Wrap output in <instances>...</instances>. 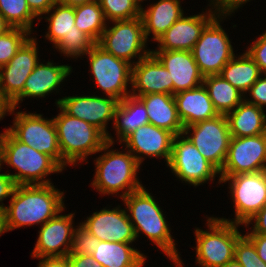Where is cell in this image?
<instances>
[{
  "mask_svg": "<svg viewBox=\"0 0 266 267\" xmlns=\"http://www.w3.org/2000/svg\"><path fill=\"white\" fill-rule=\"evenodd\" d=\"M64 192L52 183L44 185H16L5 206L4 217L7 231L34 224L44 225L61 213L64 208Z\"/></svg>",
  "mask_w": 266,
  "mask_h": 267,
  "instance_id": "obj_1",
  "label": "cell"
},
{
  "mask_svg": "<svg viewBox=\"0 0 266 267\" xmlns=\"http://www.w3.org/2000/svg\"><path fill=\"white\" fill-rule=\"evenodd\" d=\"M6 163L18 171L9 174L16 185H44L50 173L62 172V168L49 156L18 141L7 129L0 143V164Z\"/></svg>",
  "mask_w": 266,
  "mask_h": 267,
  "instance_id": "obj_2",
  "label": "cell"
},
{
  "mask_svg": "<svg viewBox=\"0 0 266 267\" xmlns=\"http://www.w3.org/2000/svg\"><path fill=\"white\" fill-rule=\"evenodd\" d=\"M128 217L137 237L139 232L144 233L151 241L159 247L166 256L179 255L175 248L174 239L170 234V229L165 220L163 211L157 205L151 194L145 190L144 186L127 196L123 197ZM133 219V220H132Z\"/></svg>",
  "mask_w": 266,
  "mask_h": 267,
  "instance_id": "obj_3",
  "label": "cell"
},
{
  "mask_svg": "<svg viewBox=\"0 0 266 267\" xmlns=\"http://www.w3.org/2000/svg\"><path fill=\"white\" fill-rule=\"evenodd\" d=\"M112 145L113 143L107 142L100 150V152L105 151L104 154L94 160L96 161V172L91 184L104 195H114L122 191L120 196L122 199L143 187L136 178L140 164L128 150L125 153L113 149L108 150Z\"/></svg>",
  "mask_w": 266,
  "mask_h": 267,
  "instance_id": "obj_4",
  "label": "cell"
},
{
  "mask_svg": "<svg viewBox=\"0 0 266 267\" xmlns=\"http://www.w3.org/2000/svg\"><path fill=\"white\" fill-rule=\"evenodd\" d=\"M60 110L53 120L62 158L74 166L85 161L87 156L100 152L108 142L107 136L96 126Z\"/></svg>",
  "mask_w": 266,
  "mask_h": 267,
  "instance_id": "obj_5",
  "label": "cell"
},
{
  "mask_svg": "<svg viewBox=\"0 0 266 267\" xmlns=\"http://www.w3.org/2000/svg\"><path fill=\"white\" fill-rule=\"evenodd\" d=\"M208 230L195 229L196 263L202 267H221L234 259L237 240L242 236L240 224L210 217Z\"/></svg>",
  "mask_w": 266,
  "mask_h": 267,
  "instance_id": "obj_6",
  "label": "cell"
},
{
  "mask_svg": "<svg viewBox=\"0 0 266 267\" xmlns=\"http://www.w3.org/2000/svg\"><path fill=\"white\" fill-rule=\"evenodd\" d=\"M18 141L49 155L63 170L68 163L62 158L53 119L41 114L16 112L13 126L7 129Z\"/></svg>",
  "mask_w": 266,
  "mask_h": 267,
  "instance_id": "obj_7",
  "label": "cell"
},
{
  "mask_svg": "<svg viewBox=\"0 0 266 267\" xmlns=\"http://www.w3.org/2000/svg\"><path fill=\"white\" fill-rule=\"evenodd\" d=\"M37 49L36 39L30 36L12 59L0 68V95L9 105L7 114L13 113L23 101L25 81L39 63Z\"/></svg>",
  "mask_w": 266,
  "mask_h": 267,
  "instance_id": "obj_8",
  "label": "cell"
},
{
  "mask_svg": "<svg viewBox=\"0 0 266 267\" xmlns=\"http://www.w3.org/2000/svg\"><path fill=\"white\" fill-rule=\"evenodd\" d=\"M218 183L230 180V192L235 206V219L222 220L246 224L266 204V171L256 173L219 176Z\"/></svg>",
  "mask_w": 266,
  "mask_h": 267,
  "instance_id": "obj_9",
  "label": "cell"
},
{
  "mask_svg": "<svg viewBox=\"0 0 266 267\" xmlns=\"http://www.w3.org/2000/svg\"><path fill=\"white\" fill-rule=\"evenodd\" d=\"M90 70L96 85L109 97L119 101L128 97V82L131 84L132 65L115 57L95 44L87 53Z\"/></svg>",
  "mask_w": 266,
  "mask_h": 267,
  "instance_id": "obj_10",
  "label": "cell"
},
{
  "mask_svg": "<svg viewBox=\"0 0 266 267\" xmlns=\"http://www.w3.org/2000/svg\"><path fill=\"white\" fill-rule=\"evenodd\" d=\"M112 22L114 26L111 28L106 26L99 41L96 43L103 50L131 65L134 64V62L131 63V59L136 58L137 54L139 61L151 53V50H145L147 40L144 35L141 17Z\"/></svg>",
  "mask_w": 266,
  "mask_h": 267,
  "instance_id": "obj_11",
  "label": "cell"
},
{
  "mask_svg": "<svg viewBox=\"0 0 266 267\" xmlns=\"http://www.w3.org/2000/svg\"><path fill=\"white\" fill-rule=\"evenodd\" d=\"M218 18V19H217ZM216 16L202 31L191 52L203 76L220 74L235 56L228 35Z\"/></svg>",
  "mask_w": 266,
  "mask_h": 267,
  "instance_id": "obj_12",
  "label": "cell"
},
{
  "mask_svg": "<svg viewBox=\"0 0 266 267\" xmlns=\"http://www.w3.org/2000/svg\"><path fill=\"white\" fill-rule=\"evenodd\" d=\"M183 135H186L205 159L219 171L222 169L231 140L226 115H218L213 119L184 127Z\"/></svg>",
  "mask_w": 266,
  "mask_h": 267,
  "instance_id": "obj_13",
  "label": "cell"
},
{
  "mask_svg": "<svg viewBox=\"0 0 266 267\" xmlns=\"http://www.w3.org/2000/svg\"><path fill=\"white\" fill-rule=\"evenodd\" d=\"M167 166L180 180L199 186L213 181L219 170L211 164L183 134L175 135Z\"/></svg>",
  "mask_w": 266,
  "mask_h": 267,
  "instance_id": "obj_14",
  "label": "cell"
},
{
  "mask_svg": "<svg viewBox=\"0 0 266 267\" xmlns=\"http://www.w3.org/2000/svg\"><path fill=\"white\" fill-rule=\"evenodd\" d=\"M266 171V133L257 136L231 137L220 176Z\"/></svg>",
  "mask_w": 266,
  "mask_h": 267,
  "instance_id": "obj_15",
  "label": "cell"
},
{
  "mask_svg": "<svg viewBox=\"0 0 266 267\" xmlns=\"http://www.w3.org/2000/svg\"><path fill=\"white\" fill-rule=\"evenodd\" d=\"M56 104L66 114L96 126L107 136L108 142L114 143L106 125L114 121L119 100L109 96H68L57 100Z\"/></svg>",
  "mask_w": 266,
  "mask_h": 267,
  "instance_id": "obj_16",
  "label": "cell"
},
{
  "mask_svg": "<svg viewBox=\"0 0 266 267\" xmlns=\"http://www.w3.org/2000/svg\"><path fill=\"white\" fill-rule=\"evenodd\" d=\"M125 209L103 208L80 225L100 241L132 243L136 240L133 225Z\"/></svg>",
  "mask_w": 266,
  "mask_h": 267,
  "instance_id": "obj_17",
  "label": "cell"
},
{
  "mask_svg": "<svg viewBox=\"0 0 266 267\" xmlns=\"http://www.w3.org/2000/svg\"><path fill=\"white\" fill-rule=\"evenodd\" d=\"M59 214L40 227L32 258L67 256L70 253L75 231L72 225L74 213Z\"/></svg>",
  "mask_w": 266,
  "mask_h": 267,
  "instance_id": "obj_18",
  "label": "cell"
},
{
  "mask_svg": "<svg viewBox=\"0 0 266 267\" xmlns=\"http://www.w3.org/2000/svg\"><path fill=\"white\" fill-rule=\"evenodd\" d=\"M174 136L172 132L149 123L140 126L122 142L126 144L125 147L128 148V151L136 158L140 165L144 160L141 155L157 158L162 157L165 158L166 164H168L171 157Z\"/></svg>",
  "mask_w": 266,
  "mask_h": 267,
  "instance_id": "obj_19",
  "label": "cell"
},
{
  "mask_svg": "<svg viewBox=\"0 0 266 267\" xmlns=\"http://www.w3.org/2000/svg\"><path fill=\"white\" fill-rule=\"evenodd\" d=\"M151 53L168 70L173 82V95L203 84L204 76L191 51L153 50Z\"/></svg>",
  "mask_w": 266,
  "mask_h": 267,
  "instance_id": "obj_20",
  "label": "cell"
},
{
  "mask_svg": "<svg viewBox=\"0 0 266 267\" xmlns=\"http://www.w3.org/2000/svg\"><path fill=\"white\" fill-rule=\"evenodd\" d=\"M131 85L133 92H129L132 96L154 93L173 95L169 72L152 53L132 65Z\"/></svg>",
  "mask_w": 266,
  "mask_h": 267,
  "instance_id": "obj_21",
  "label": "cell"
},
{
  "mask_svg": "<svg viewBox=\"0 0 266 267\" xmlns=\"http://www.w3.org/2000/svg\"><path fill=\"white\" fill-rule=\"evenodd\" d=\"M179 18L156 42L157 50L191 51L205 27L217 16L216 11Z\"/></svg>",
  "mask_w": 266,
  "mask_h": 267,
  "instance_id": "obj_22",
  "label": "cell"
},
{
  "mask_svg": "<svg viewBox=\"0 0 266 267\" xmlns=\"http://www.w3.org/2000/svg\"><path fill=\"white\" fill-rule=\"evenodd\" d=\"M173 96L178 116L184 127L213 119L219 115L203 84L190 90L181 91Z\"/></svg>",
  "mask_w": 266,
  "mask_h": 267,
  "instance_id": "obj_23",
  "label": "cell"
},
{
  "mask_svg": "<svg viewBox=\"0 0 266 267\" xmlns=\"http://www.w3.org/2000/svg\"><path fill=\"white\" fill-rule=\"evenodd\" d=\"M135 97L144 103L150 124L168 130L174 135L183 134L184 126L178 116L172 94L154 93Z\"/></svg>",
  "mask_w": 266,
  "mask_h": 267,
  "instance_id": "obj_24",
  "label": "cell"
},
{
  "mask_svg": "<svg viewBox=\"0 0 266 267\" xmlns=\"http://www.w3.org/2000/svg\"><path fill=\"white\" fill-rule=\"evenodd\" d=\"M141 8L144 35L146 40L153 34L154 41H157L179 18L184 15L180 6V0H159L151 4L147 10Z\"/></svg>",
  "mask_w": 266,
  "mask_h": 267,
  "instance_id": "obj_25",
  "label": "cell"
},
{
  "mask_svg": "<svg viewBox=\"0 0 266 267\" xmlns=\"http://www.w3.org/2000/svg\"><path fill=\"white\" fill-rule=\"evenodd\" d=\"M72 67L68 65H54L38 63L25 81L23 98L45 97L55 91L63 80L70 75Z\"/></svg>",
  "mask_w": 266,
  "mask_h": 267,
  "instance_id": "obj_26",
  "label": "cell"
},
{
  "mask_svg": "<svg viewBox=\"0 0 266 267\" xmlns=\"http://www.w3.org/2000/svg\"><path fill=\"white\" fill-rule=\"evenodd\" d=\"M231 137L257 136L266 133L264 109L245 99L227 115Z\"/></svg>",
  "mask_w": 266,
  "mask_h": 267,
  "instance_id": "obj_27",
  "label": "cell"
},
{
  "mask_svg": "<svg viewBox=\"0 0 266 267\" xmlns=\"http://www.w3.org/2000/svg\"><path fill=\"white\" fill-rule=\"evenodd\" d=\"M130 244L100 241L91 255L103 267H142L146 256Z\"/></svg>",
  "mask_w": 266,
  "mask_h": 267,
  "instance_id": "obj_28",
  "label": "cell"
},
{
  "mask_svg": "<svg viewBox=\"0 0 266 267\" xmlns=\"http://www.w3.org/2000/svg\"><path fill=\"white\" fill-rule=\"evenodd\" d=\"M146 124H149L147 110L138 97L129 95L119 101L115 111L114 128L120 143L133 131Z\"/></svg>",
  "mask_w": 266,
  "mask_h": 267,
  "instance_id": "obj_29",
  "label": "cell"
},
{
  "mask_svg": "<svg viewBox=\"0 0 266 267\" xmlns=\"http://www.w3.org/2000/svg\"><path fill=\"white\" fill-rule=\"evenodd\" d=\"M220 75L245 96L262 73L256 62L245 52L238 58L234 56L223 67Z\"/></svg>",
  "mask_w": 266,
  "mask_h": 267,
  "instance_id": "obj_30",
  "label": "cell"
},
{
  "mask_svg": "<svg viewBox=\"0 0 266 267\" xmlns=\"http://www.w3.org/2000/svg\"><path fill=\"white\" fill-rule=\"evenodd\" d=\"M203 85L219 115H227L232 112L245 99L243 93L220 74L204 76Z\"/></svg>",
  "mask_w": 266,
  "mask_h": 267,
  "instance_id": "obj_31",
  "label": "cell"
},
{
  "mask_svg": "<svg viewBox=\"0 0 266 267\" xmlns=\"http://www.w3.org/2000/svg\"><path fill=\"white\" fill-rule=\"evenodd\" d=\"M106 19L98 0L75 7L76 27L97 43L106 28Z\"/></svg>",
  "mask_w": 266,
  "mask_h": 267,
  "instance_id": "obj_32",
  "label": "cell"
},
{
  "mask_svg": "<svg viewBox=\"0 0 266 267\" xmlns=\"http://www.w3.org/2000/svg\"><path fill=\"white\" fill-rule=\"evenodd\" d=\"M52 9H54V13H51L49 17H45L47 22L49 21V28L45 37L49 39L54 46H56L65 35L84 33L74 24L75 7L54 2Z\"/></svg>",
  "mask_w": 266,
  "mask_h": 267,
  "instance_id": "obj_33",
  "label": "cell"
},
{
  "mask_svg": "<svg viewBox=\"0 0 266 267\" xmlns=\"http://www.w3.org/2000/svg\"><path fill=\"white\" fill-rule=\"evenodd\" d=\"M0 14L12 28H23L31 33L36 16L26 0H0Z\"/></svg>",
  "mask_w": 266,
  "mask_h": 267,
  "instance_id": "obj_34",
  "label": "cell"
},
{
  "mask_svg": "<svg viewBox=\"0 0 266 267\" xmlns=\"http://www.w3.org/2000/svg\"><path fill=\"white\" fill-rule=\"evenodd\" d=\"M106 21L140 17L141 8L133 0H98Z\"/></svg>",
  "mask_w": 266,
  "mask_h": 267,
  "instance_id": "obj_35",
  "label": "cell"
},
{
  "mask_svg": "<svg viewBox=\"0 0 266 267\" xmlns=\"http://www.w3.org/2000/svg\"><path fill=\"white\" fill-rule=\"evenodd\" d=\"M30 34V32L23 28H11L5 34L0 35V68L12 59L21 46L29 39Z\"/></svg>",
  "mask_w": 266,
  "mask_h": 267,
  "instance_id": "obj_36",
  "label": "cell"
},
{
  "mask_svg": "<svg viewBox=\"0 0 266 267\" xmlns=\"http://www.w3.org/2000/svg\"><path fill=\"white\" fill-rule=\"evenodd\" d=\"M96 43L85 33H71L65 35L55 46L67 57L86 55Z\"/></svg>",
  "mask_w": 266,
  "mask_h": 267,
  "instance_id": "obj_37",
  "label": "cell"
},
{
  "mask_svg": "<svg viewBox=\"0 0 266 267\" xmlns=\"http://www.w3.org/2000/svg\"><path fill=\"white\" fill-rule=\"evenodd\" d=\"M234 259L241 267H266L264 261L258 256L254 244L245 235L236 242Z\"/></svg>",
  "mask_w": 266,
  "mask_h": 267,
  "instance_id": "obj_38",
  "label": "cell"
},
{
  "mask_svg": "<svg viewBox=\"0 0 266 267\" xmlns=\"http://www.w3.org/2000/svg\"><path fill=\"white\" fill-rule=\"evenodd\" d=\"M100 240L81 225L74 231L72 248L68 255H91Z\"/></svg>",
  "mask_w": 266,
  "mask_h": 267,
  "instance_id": "obj_39",
  "label": "cell"
},
{
  "mask_svg": "<svg viewBox=\"0 0 266 267\" xmlns=\"http://www.w3.org/2000/svg\"><path fill=\"white\" fill-rule=\"evenodd\" d=\"M246 52L256 62L261 73L266 74V32L253 41Z\"/></svg>",
  "mask_w": 266,
  "mask_h": 267,
  "instance_id": "obj_40",
  "label": "cell"
},
{
  "mask_svg": "<svg viewBox=\"0 0 266 267\" xmlns=\"http://www.w3.org/2000/svg\"><path fill=\"white\" fill-rule=\"evenodd\" d=\"M263 74L260 76V78L250 87L248 93H250L251 100L246 99L245 100L248 103L255 104L258 107H261L264 109V106L266 105V74L263 78H261Z\"/></svg>",
  "mask_w": 266,
  "mask_h": 267,
  "instance_id": "obj_41",
  "label": "cell"
},
{
  "mask_svg": "<svg viewBox=\"0 0 266 267\" xmlns=\"http://www.w3.org/2000/svg\"><path fill=\"white\" fill-rule=\"evenodd\" d=\"M249 0H210V4L216 11L217 16H228L234 13L242 4L248 2ZM232 12V13H231Z\"/></svg>",
  "mask_w": 266,
  "mask_h": 267,
  "instance_id": "obj_42",
  "label": "cell"
},
{
  "mask_svg": "<svg viewBox=\"0 0 266 267\" xmlns=\"http://www.w3.org/2000/svg\"><path fill=\"white\" fill-rule=\"evenodd\" d=\"M1 171V165H0ZM16 187V184L13 178L8 174L0 173V202L6 199L7 197H11L12 193ZM2 204V205H1ZM0 204V209H4V204Z\"/></svg>",
  "mask_w": 266,
  "mask_h": 267,
  "instance_id": "obj_43",
  "label": "cell"
},
{
  "mask_svg": "<svg viewBox=\"0 0 266 267\" xmlns=\"http://www.w3.org/2000/svg\"><path fill=\"white\" fill-rule=\"evenodd\" d=\"M27 5L31 12L36 17H41L43 14H49L52 12V6L54 4V0H26Z\"/></svg>",
  "mask_w": 266,
  "mask_h": 267,
  "instance_id": "obj_44",
  "label": "cell"
},
{
  "mask_svg": "<svg viewBox=\"0 0 266 267\" xmlns=\"http://www.w3.org/2000/svg\"><path fill=\"white\" fill-rule=\"evenodd\" d=\"M70 267H103L92 255H67Z\"/></svg>",
  "mask_w": 266,
  "mask_h": 267,
  "instance_id": "obj_45",
  "label": "cell"
},
{
  "mask_svg": "<svg viewBox=\"0 0 266 267\" xmlns=\"http://www.w3.org/2000/svg\"><path fill=\"white\" fill-rule=\"evenodd\" d=\"M255 220L253 230L248 234H261L266 235V204L264 207L256 213L249 221L245 224L246 227Z\"/></svg>",
  "mask_w": 266,
  "mask_h": 267,
  "instance_id": "obj_46",
  "label": "cell"
},
{
  "mask_svg": "<svg viewBox=\"0 0 266 267\" xmlns=\"http://www.w3.org/2000/svg\"><path fill=\"white\" fill-rule=\"evenodd\" d=\"M245 236L254 244L258 256L266 264V235L245 234Z\"/></svg>",
  "mask_w": 266,
  "mask_h": 267,
  "instance_id": "obj_47",
  "label": "cell"
},
{
  "mask_svg": "<svg viewBox=\"0 0 266 267\" xmlns=\"http://www.w3.org/2000/svg\"><path fill=\"white\" fill-rule=\"evenodd\" d=\"M38 267H70L67 256L41 257Z\"/></svg>",
  "mask_w": 266,
  "mask_h": 267,
  "instance_id": "obj_48",
  "label": "cell"
},
{
  "mask_svg": "<svg viewBox=\"0 0 266 267\" xmlns=\"http://www.w3.org/2000/svg\"><path fill=\"white\" fill-rule=\"evenodd\" d=\"M93 0H54V2H58L63 5L71 6V7H77L83 4L90 3Z\"/></svg>",
  "mask_w": 266,
  "mask_h": 267,
  "instance_id": "obj_49",
  "label": "cell"
},
{
  "mask_svg": "<svg viewBox=\"0 0 266 267\" xmlns=\"http://www.w3.org/2000/svg\"><path fill=\"white\" fill-rule=\"evenodd\" d=\"M12 27L6 22L5 18L0 14V35L5 34Z\"/></svg>",
  "mask_w": 266,
  "mask_h": 267,
  "instance_id": "obj_50",
  "label": "cell"
},
{
  "mask_svg": "<svg viewBox=\"0 0 266 267\" xmlns=\"http://www.w3.org/2000/svg\"><path fill=\"white\" fill-rule=\"evenodd\" d=\"M9 105L2 99L0 95V120L5 117L6 113L8 112Z\"/></svg>",
  "mask_w": 266,
  "mask_h": 267,
  "instance_id": "obj_51",
  "label": "cell"
},
{
  "mask_svg": "<svg viewBox=\"0 0 266 267\" xmlns=\"http://www.w3.org/2000/svg\"><path fill=\"white\" fill-rule=\"evenodd\" d=\"M7 232L4 211L0 209V236L2 233Z\"/></svg>",
  "mask_w": 266,
  "mask_h": 267,
  "instance_id": "obj_52",
  "label": "cell"
},
{
  "mask_svg": "<svg viewBox=\"0 0 266 267\" xmlns=\"http://www.w3.org/2000/svg\"><path fill=\"white\" fill-rule=\"evenodd\" d=\"M180 255H176V256H168V258L171 259V261L174 262V264L176 265V267H183L182 261L179 257Z\"/></svg>",
  "mask_w": 266,
  "mask_h": 267,
  "instance_id": "obj_53",
  "label": "cell"
},
{
  "mask_svg": "<svg viewBox=\"0 0 266 267\" xmlns=\"http://www.w3.org/2000/svg\"><path fill=\"white\" fill-rule=\"evenodd\" d=\"M221 267H241V265L235 259H233Z\"/></svg>",
  "mask_w": 266,
  "mask_h": 267,
  "instance_id": "obj_54",
  "label": "cell"
},
{
  "mask_svg": "<svg viewBox=\"0 0 266 267\" xmlns=\"http://www.w3.org/2000/svg\"><path fill=\"white\" fill-rule=\"evenodd\" d=\"M133 1L138 5L139 8H142L140 3L143 2V0H133Z\"/></svg>",
  "mask_w": 266,
  "mask_h": 267,
  "instance_id": "obj_55",
  "label": "cell"
}]
</instances>
